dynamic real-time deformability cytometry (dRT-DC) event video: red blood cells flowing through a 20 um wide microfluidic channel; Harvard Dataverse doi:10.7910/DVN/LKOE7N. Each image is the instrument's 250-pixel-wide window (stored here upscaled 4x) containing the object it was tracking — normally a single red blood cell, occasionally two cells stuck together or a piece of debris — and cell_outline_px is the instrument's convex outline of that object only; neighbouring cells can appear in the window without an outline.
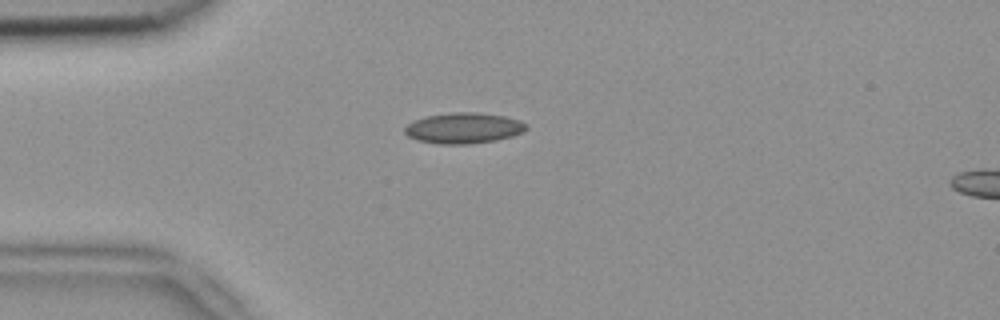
{"species": "common noctule bat (a hibernating species)", "species_latin": "Nyctalus noctula", "temperature_condition": "room temperature", "stored_images_in_passage": 6, "camera_frame_rate_fps": 3000, "um_per_image_px": 0.085, "animal": {"sex": "female", "body_mass_g": 18.4}, "frame": {"image": 1, "passage_image": 6, "time_ms": 1.667, "image_size_px": [1000, 320], "cell_outline_px": [[528, 128], [512, 136], [496, 140], [468, 144], [436, 144], [416, 140], [408, 136], [404, 132], [404, 128], [408, 124], [424, 116], [452, 112], [476, 112], [504, 116], [520, 120]], "centroid_in_image_um": [39.37, 10.89], "position_along_channel_um": 45.6, "area_um2": 21.73}}